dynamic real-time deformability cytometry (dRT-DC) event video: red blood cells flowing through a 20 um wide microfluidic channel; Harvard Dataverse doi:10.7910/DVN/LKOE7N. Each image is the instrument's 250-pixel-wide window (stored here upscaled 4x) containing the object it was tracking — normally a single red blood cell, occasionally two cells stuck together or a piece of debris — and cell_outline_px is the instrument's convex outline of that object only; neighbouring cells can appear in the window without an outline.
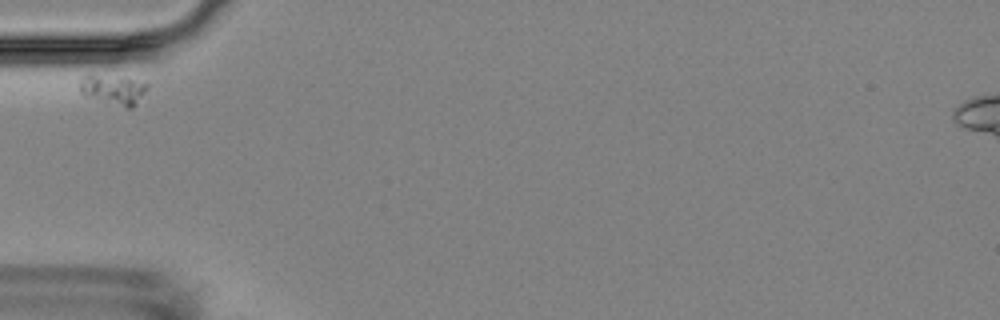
{"species": "Egyptian fruit bat (a non-hibernating species)", "species_latin": "Rousettus aegyptiacus", "temperature_condition": "room temperature", "stored_images_in_passage": 3, "camera_frame_rate_fps": 3000, "um_per_image_px": 0.085, "animal": {"sex": "female"}, "frame": {"image": 1, "passage_image": 1, "time_ms": 0.0, "image_size_px": [1000, 320], "cell_outline_px": [[148, 88], [136, 104], [132, 108], [124, 108], [84, 96], [80, 92], [80, 84], [84, 76], [88, 72], [92, 72], [144, 80], [148, 84]], "centroid_in_image_um": [9.63, 7.58], "position_along_channel_um": 75.4, "area_um2": 12.37}}